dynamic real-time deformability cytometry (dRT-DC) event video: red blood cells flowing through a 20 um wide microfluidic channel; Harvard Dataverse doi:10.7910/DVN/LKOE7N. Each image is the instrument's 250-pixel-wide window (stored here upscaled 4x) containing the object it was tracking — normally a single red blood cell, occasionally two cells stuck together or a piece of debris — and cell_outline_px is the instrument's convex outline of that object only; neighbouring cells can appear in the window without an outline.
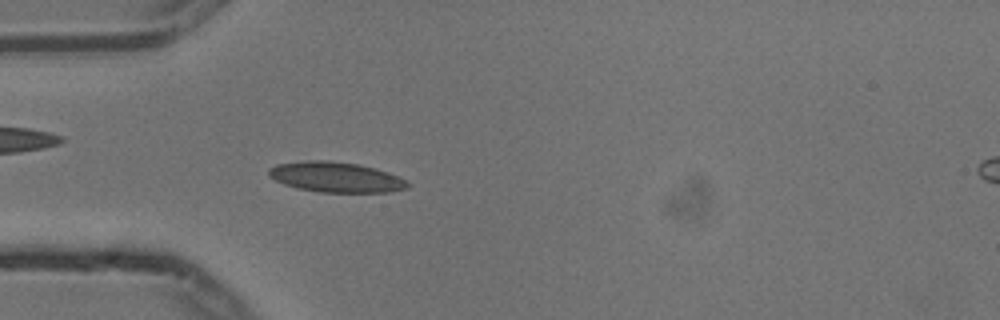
{"species": "common noctule bat (a hibernating species)", "species_latin": "Nyctalus noctula", "temperature_condition": "cold", "stored_images_in_passage": 54, "camera_frame_rate_fps": 3000, "um_per_image_px": 0.085, "animal": {"sex": "male", "body_mass_g": 13.3}, "frame": {"image": 1, "passage_image": 15, "time_ms": 4.667, "image_size_px": [1000, 320], "cell_outline_px": [[408, 188], [388, 192], [320, 192], [300, 188], [284, 184], [268, 176], [268, 168], [276, 164], [308, 160], [328, 160], [356, 164], [372, 168], [408, 180]], "centroid_in_image_um": [28.51, 15.05], "position_along_channel_um": 56.5, "area_um2": 24.16}}
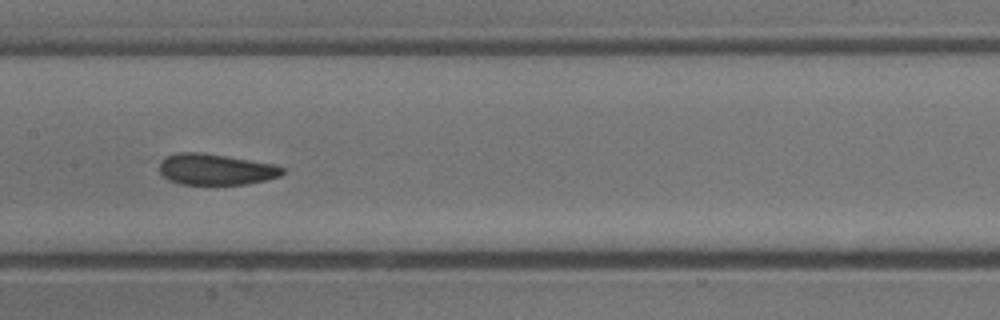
{"frame": {"image": 2, "passage_image": 26, "time_ms": 8.333, "image_size_px": [1000, 320], "cell_outline_px": [[284, 172], [280, 176], [248, 184], [180, 184], [168, 180], [160, 172], [160, 160], [168, 156], [180, 152], [200, 152], [272, 164], [284, 168]], "centroid_in_image_um": [18.31, 14.4], "position_along_channel_um": 189.1, "area_um2": 21.96}}
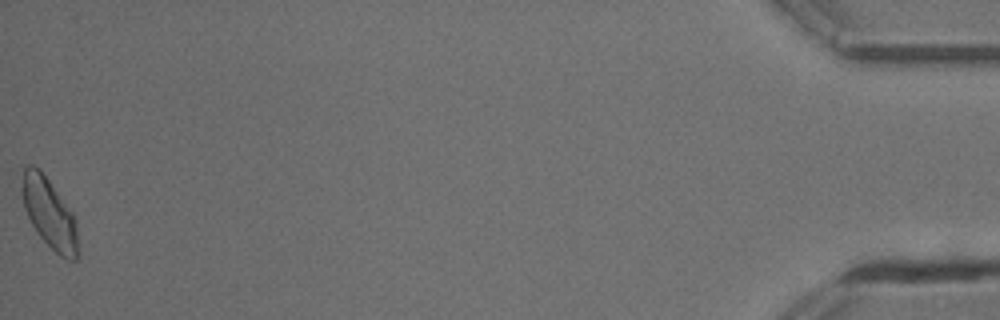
{"frame": {"image": 3, "passage_image": 54, "time_ms": 17.667, "image_size_px": [1000, 320], "cell_outline_px": [[80, 252], [76, 260], [68, 260], [60, 256], [36, 232], [24, 208], [20, 192], [20, 188], [24, 164], [32, 164], [40, 168], [72, 212], [76, 224]], "centroid_in_image_um": [4.18, 18.1], "position_along_channel_um": 431.0, "area_um2": 23.24}, "authors_computed_cell_mechanics": {"area_um2": 22.8888, "velocity_mm_per_s": 3.7204, "shape_relaxation_time_tau1_ms": 8.2871, "shape_relaxation_time_tau2_ms": 0.9705, "deformation_change_tau1": 0.1024, "deformation_change_tau2": 0.062}}